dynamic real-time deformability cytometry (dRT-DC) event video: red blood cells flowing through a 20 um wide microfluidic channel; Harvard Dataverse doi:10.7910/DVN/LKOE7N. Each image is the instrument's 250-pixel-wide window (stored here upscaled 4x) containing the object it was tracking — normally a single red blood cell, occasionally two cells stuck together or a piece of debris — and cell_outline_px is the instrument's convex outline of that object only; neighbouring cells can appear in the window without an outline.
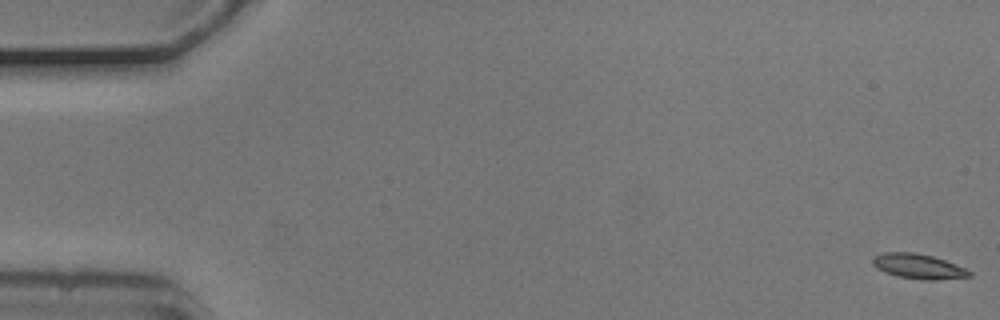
{"species": "common noctule bat (a hibernating species)", "species_latin": "Nyctalus noctula", "temperature_condition": "cold", "stored_images_in_passage": 7, "camera_frame_rate_fps": 3000, "um_per_image_px": 0.085, "animal": {"sex": "male", "body_mass_g": 20.5, "forearm_length_mm": 52.5}, "frame": {"image": 1, "passage_image": 1, "time_ms": 0.0, "image_size_px": [1000, 320], "cell_outline_px": [[972, 276], [936, 280], [920, 280], [896, 276], [884, 272], [876, 268], [872, 264], [872, 256], [884, 252], [912, 252], [932, 256], [944, 260], [964, 268], [972, 272]], "centroid_in_image_um": [78.01, 22.64], "position_along_channel_um": 7.0, "area_um2": 14.1}}
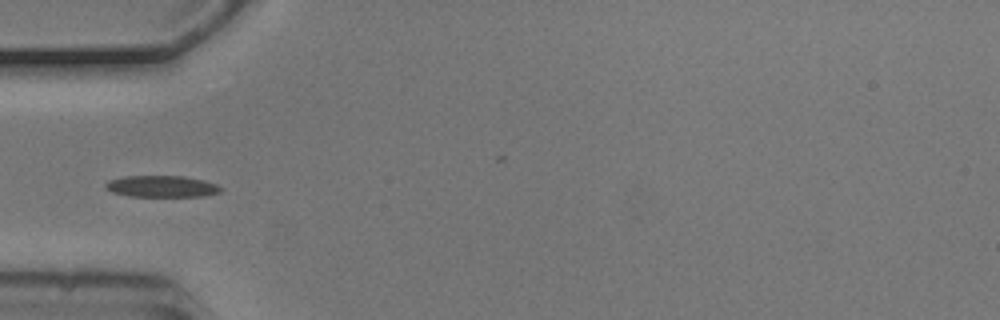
{"frame": {"image": 2, "passage_image": 4, "time_ms": 1.0, "image_size_px": [1000, 320], "cell_outline_px": [[220, 192], [204, 196], [128, 196], [112, 192], [104, 184], [108, 180], [124, 176], [184, 176], [204, 180], [216, 184], [220, 188]], "centroid_in_image_um": [13.73, 15.83], "position_along_channel_um": 71.3, "area_um2": 14.33}}